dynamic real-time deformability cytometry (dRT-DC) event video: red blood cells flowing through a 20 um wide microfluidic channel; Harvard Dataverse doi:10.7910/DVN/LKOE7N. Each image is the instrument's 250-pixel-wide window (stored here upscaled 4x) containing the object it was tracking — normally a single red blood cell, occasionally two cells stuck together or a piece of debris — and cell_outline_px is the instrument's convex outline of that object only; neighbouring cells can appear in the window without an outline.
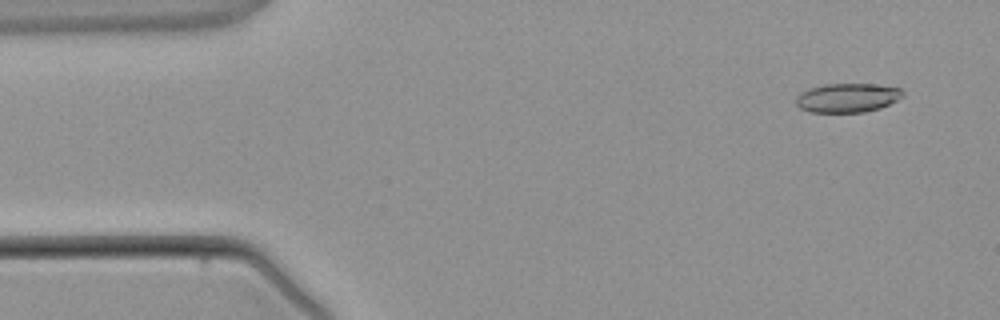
{"species": "common noctule bat (a hibernating species)", "species_latin": "Nyctalus noctula", "temperature_condition": "warm", "stored_images_in_passage": 3, "camera_frame_rate_fps": 3000, "um_per_image_px": 0.085, "animal": {"sex": "male", "body_mass_g": 21.5, "forearm_length_mm": 52.0}, "frame": {"image": 1, "passage_image": 1, "time_ms": 0.0, "image_size_px": [1000, 320], "cell_outline_px": [[904, 96], [880, 108], [864, 112], [808, 112], [800, 108], [796, 104], [796, 96], [800, 92], [808, 88], [824, 84], [876, 84], [900, 88], [904, 92]], "centroid_in_image_um": [72.01, 8.31], "position_along_channel_um": 13.0, "area_um2": 18.21}}
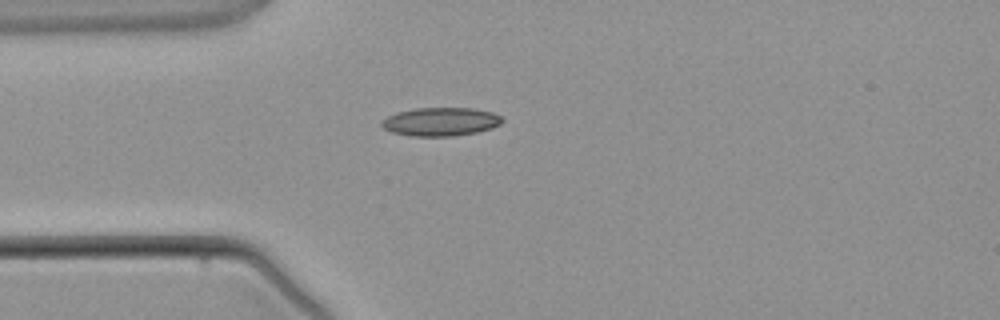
{"frame": {"image": 2, "passage_image": 3, "time_ms": 2.667, "image_size_px": [1000, 320], "cell_outline_px": [[504, 120], [500, 124], [492, 128], [476, 132], [452, 136], [412, 136], [392, 132], [384, 128], [380, 124], [380, 120], [396, 112], [412, 108], [472, 108], [492, 112], [500, 116]], "centroid_in_image_um": [37.43, 10.34], "position_along_channel_um": 47.6, "area_um2": 20.06}}